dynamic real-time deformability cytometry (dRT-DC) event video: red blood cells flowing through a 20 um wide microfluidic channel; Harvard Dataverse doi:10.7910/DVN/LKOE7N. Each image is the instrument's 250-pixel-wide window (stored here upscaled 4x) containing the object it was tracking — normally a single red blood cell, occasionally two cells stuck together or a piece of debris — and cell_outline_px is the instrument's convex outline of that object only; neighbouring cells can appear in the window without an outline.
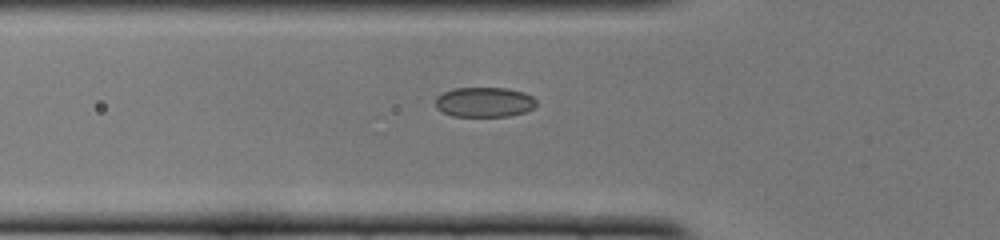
{"species": "common noctule bat (a hibernating species)", "species_latin": "Nyctalus noctula", "temperature_condition": "cold", "stored_images_in_passage": 35, "camera_frame_rate_fps": 3000, "um_per_image_px": 0.085, "animal": {"sex": "female", "body_mass_g": 22.0, "forearm_length_mm": 56.7}, "frame": {"image": 1, "passage_image": 2, "time_ms": 0.333, "image_size_px": [1000, 240], "cell_outline_px": [[536, 104], [532, 108], [524, 112], [508, 116], [452, 116], [436, 108], [436, 96], [452, 88], [508, 88], [524, 92], [532, 96], [536, 100]], "centroid_in_image_um": [41.16, 8.67], "position_along_channel_um": 84.6, "area_um2": 17.57}}
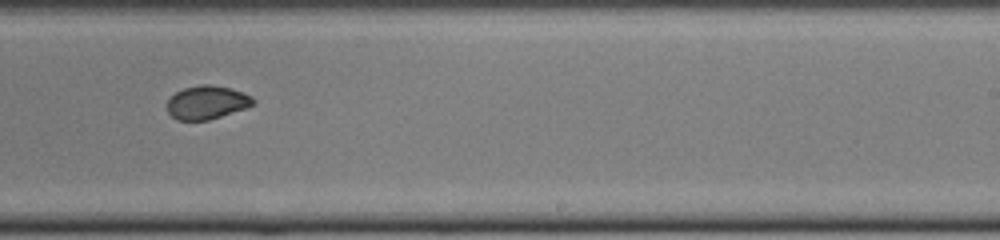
{"frame": {"image": 2, "passage_image": 16, "time_ms": 5.0, "image_size_px": [1000, 240], "cell_outline_px": [[256, 104], [208, 120], [176, 120], [168, 112], [168, 100], [176, 92], [184, 88], [200, 84], [212, 84], [232, 88], [252, 96], [256, 100]], "centroid_in_image_um": [17.61, 8.69], "position_along_channel_um": 271.4, "area_um2": 16.76}}
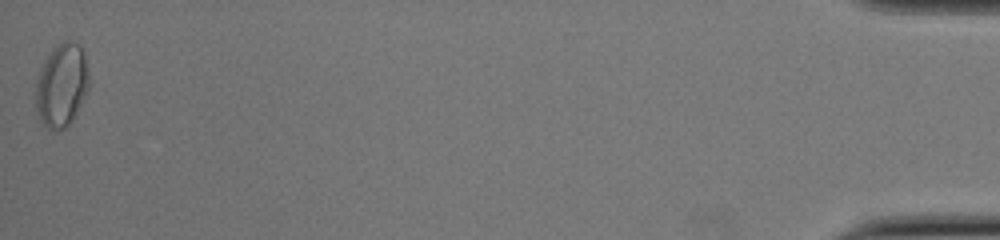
{"frame": {"image": 3, "passage_image": 35, "time_ms": 11.333, "image_size_px": [1000, 240], "cell_outline_px": [[88, 92], [72, 120], [64, 128], [56, 132], [52, 132], [40, 120], [36, 108], [36, 80], [40, 68], [44, 60], [56, 44], [60, 40], [72, 40], [80, 44], [84, 52], [88, 76]], "centroid_in_image_um": [5.23, 7.22], "position_along_channel_um": 430.0, "area_um2": 26.13}}